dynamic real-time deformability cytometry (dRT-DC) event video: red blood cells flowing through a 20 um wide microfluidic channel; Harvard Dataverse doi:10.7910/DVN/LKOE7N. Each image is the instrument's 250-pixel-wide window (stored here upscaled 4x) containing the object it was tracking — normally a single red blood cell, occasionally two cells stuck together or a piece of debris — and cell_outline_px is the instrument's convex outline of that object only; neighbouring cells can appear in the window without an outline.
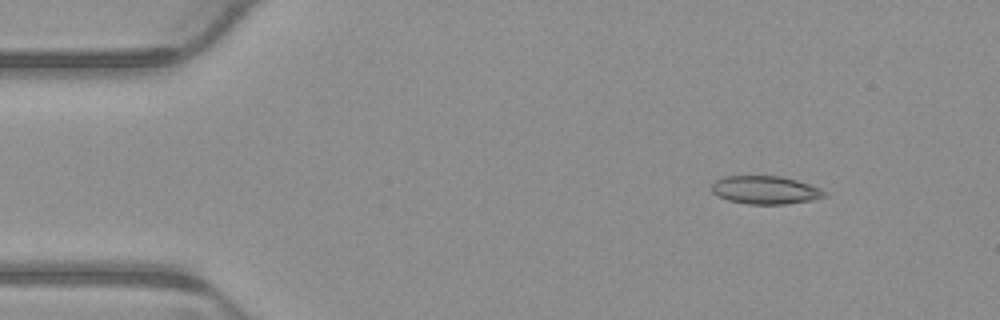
{"species": "common noctule bat (a hibernating species)", "species_latin": "Nyctalus noctula", "temperature_condition": "warm", "stored_images_in_passage": 7, "camera_frame_rate_fps": 3000, "um_per_image_px": 0.085, "animal": {"sex": "male", "body_mass_g": 23.1, "forearm_length_mm": 52.7}, "frame": {"image": 1, "passage_image": 2, "time_ms": 0.333, "image_size_px": [1000, 320], "cell_outline_px": [[828, 196], [812, 200], [784, 204], [748, 204], [728, 200], [716, 196], [712, 192], [712, 184], [716, 180], [724, 176], [780, 176], [796, 180], [808, 184], [824, 192]], "centroid_in_image_um": [65.0, 16.15], "position_along_channel_um": 20.0, "area_um2": 18.32}}
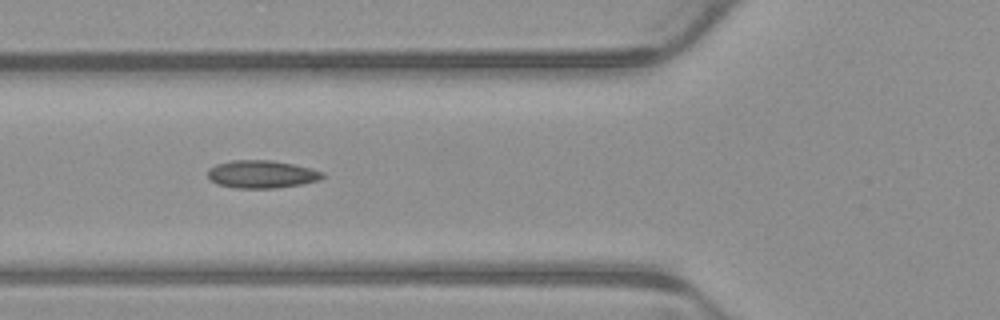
{"frame": {"image": 2, "passage_image": 5, "time_ms": 1.333, "image_size_px": [1000, 320], "cell_outline_px": [[324, 176], [320, 180], [300, 184], [276, 188], [236, 188], [216, 184], [208, 176], [208, 168], [216, 164], [232, 160], [272, 160], [292, 164], [324, 172]], "centroid_in_image_um": [22.22, 14.81], "position_along_channel_um": 103.6, "area_um2": 18.5}}
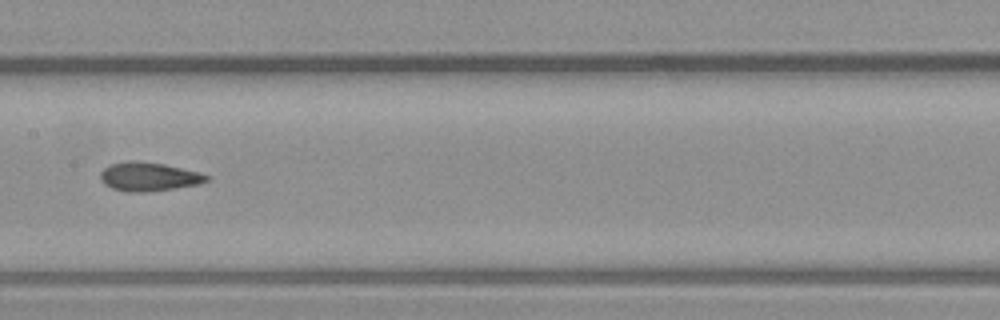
{"frame": {"image": 3, "passage_image": 7, "time_ms": 2.0, "image_size_px": [1000, 320], "cell_outline_px": [[208, 180], [200, 184], [144, 192], [128, 192], [112, 188], [104, 184], [100, 180], [100, 172], [104, 168], [112, 164], [128, 160], [132, 160], [164, 164], [200, 172], [208, 176]], "centroid_in_image_um": [12.62, 15.01], "position_along_channel_um": 194.8, "area_um2": 17.69}}